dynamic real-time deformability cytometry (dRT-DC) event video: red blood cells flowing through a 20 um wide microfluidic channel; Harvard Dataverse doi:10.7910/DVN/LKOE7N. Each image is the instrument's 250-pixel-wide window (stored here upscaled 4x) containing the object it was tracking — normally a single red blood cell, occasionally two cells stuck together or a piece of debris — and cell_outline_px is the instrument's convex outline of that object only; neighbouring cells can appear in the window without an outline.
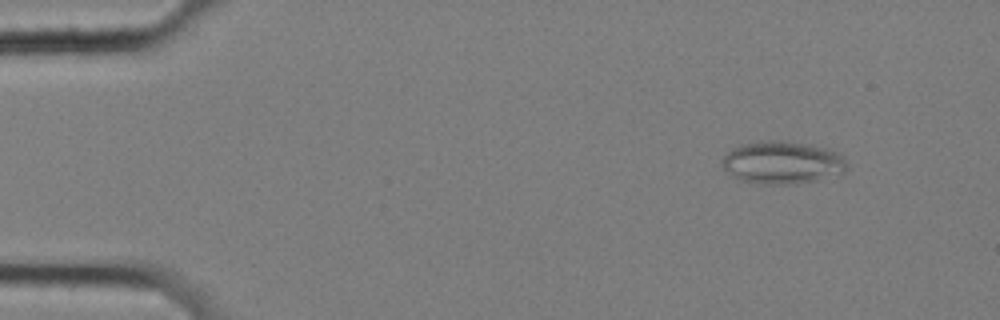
{"species": "common noctule bat (a hibernating species)", "species_latin": "Nyctalus noctula", "temperature_condition": "cold", "stored_images_in_passage": 57, "camera_frame_rate_fps": 3000, "um_per_image_px": 0.085, "animal": {"sex": "female", "body_mass_g": 25.1}, "frame": {"image": 1, "passage_image": 6, "time_ms": 1.667, "image_size_px": [1000, 320], "cell_outline_px": [[848, 168], [844, 172], [816, 180], [792, 184], [756, 184], [740, 180], [724, 168], [720, 164], [724, 156], [732, 148], [744, 144], [772, 140], [780, 140], [804, 144], [832, 152], [844, 156], [848, 164]], "centroid_in_image_um": [66.47, 13.84], "position_along_channel_um": 18.5, "area_um2": 30.46}}
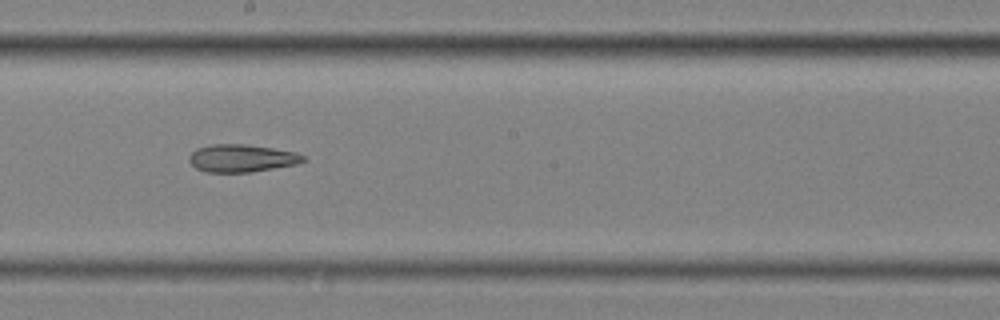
{"frame": {"image": 2, "passage_image": 32, "time_ms": 10.333, "image_size_px": [1000, 320], "cell_outline_px": [[308, 160], [296, 164], [252, 172], [204, 172], [196, 168], [188, 160], [188, 156], [196, 148], [212, 144], [244, 144], [272, 148], [296, 152], [308, 156]], "centroid_in_image_um": [20.56, 13.45], "position_along_channel_um": 227.6, "area_um2": 18.55}}
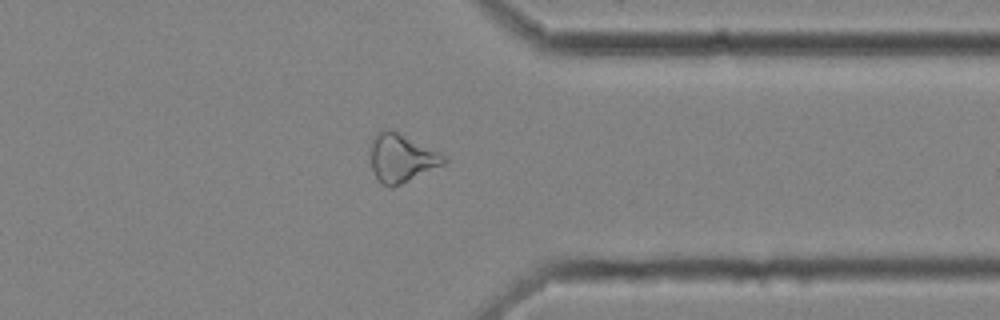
{"frame": {"image": 3, "passage_image": 45, "time_ms": 14.667, "image_size_px": [1000, 320], "cell_outline_px": [[448, 160], [444, 164], [392, 188], [380, 184], [372, 168], [372, 140], [376, 132], [384, 128], [392, 128], [444, 156]], "centroid_in_image_um": [34.1, 13.42], "position_along_channel_um": 377.3, "area_um2": 20.35}, "authors_computed_cell_mechanics": {"area_um2": 21.8484, "velocity_mm_per_s": 3.5345, "shape_relaxation_time_tau1_ms": null, "shape_relaxation_time_tau2_ms": 6.4091, "deformation_change_tau1": null, "deformation_change_tau2": 0.1763}}